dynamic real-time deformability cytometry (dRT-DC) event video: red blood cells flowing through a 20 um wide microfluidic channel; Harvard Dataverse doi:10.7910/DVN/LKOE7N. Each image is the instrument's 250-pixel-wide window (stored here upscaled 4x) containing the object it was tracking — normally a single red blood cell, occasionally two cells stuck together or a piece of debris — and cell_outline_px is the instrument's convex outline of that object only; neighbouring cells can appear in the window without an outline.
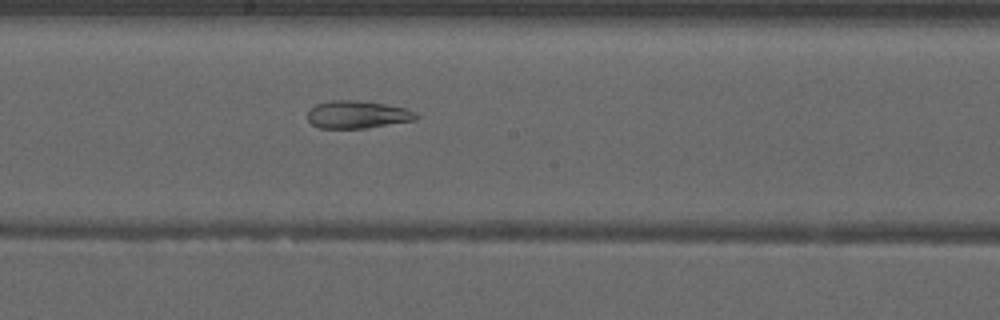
{"species": "common noctule bat (a hibernating species)", "species_latin": "Nyctalus noctula", "temperature_condition": "warm", "stored_images_in_passage": 53, "camera_frame_rate_fps": 3000, "um_per_image_px": 0.085, "animal": {"sex": "male", "forearm_length_mm": 52.5}, "frame": {"image": 1, "passage_image": 30, "time_ms": 9.667, "image_size_px": [1000, 320], "cell_outline_px": [[420, 116], [416, 120], [368, 128], [320, 128], [312, 124], [308, 120], [308, 112], [316, 104], [328, 100], [356, 100], [384, 104], [404, 108], [416, 112]], "centroid_in_image_um": [30.4, 9.74], "position_along_channel_um": 217.8, "area_um2": 17.51}}
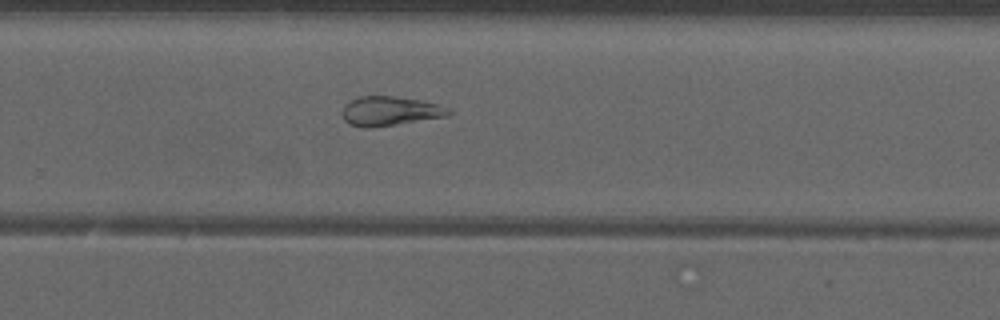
{"frame": {"image": 2, "passage_image": 36, "time_ms": 11.667, "image_size_px": [1000, 320], "cell_outline_px": [[452, 112], [448, 116], [368, 128], [364, 128], [348, 124], [344, 120], [344, 104], [360, 96], [392, 96], [420, 100], [436, 104], [448, 108]], "centroid_in_image_um": [33.13, 9.44], "position_along_channel_um": 296.7, "area_um2": 17.86}}
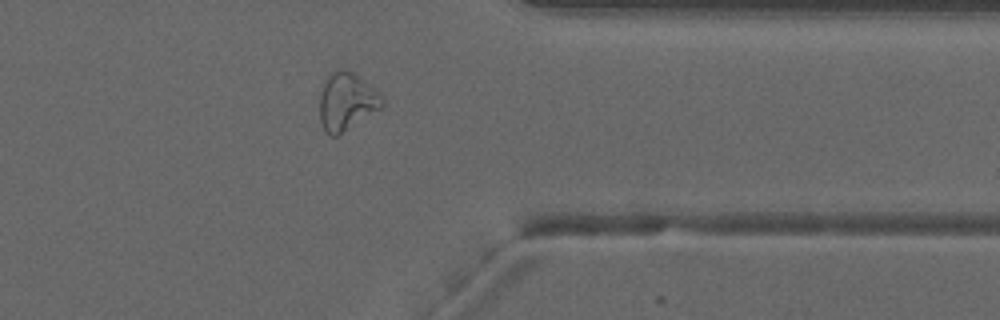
{"frame": {"image": 3, "passage_image": 43, "time_ms": 14.0, "image_size_px": [1000, 320], "cell_outline_px": [[384, 104], [380, 108], [336, 136], [332, 136], [324, 132], [320, 120], [320, 88], [324, 80], [336, 68], [348, 68], [372, 84], [376, 88], [384, 100]], "centroid_in_image_um": [29.45, 8.56], "position_along_channel_um": 381.9, "area_um2": 21.33}, "authors_computed_cell_mechanics": {"area_um2": 24.6806, "velocity_mm_per_s": 3.9606, "shape_relaxation_time_tau1_ms": null, "shape_relaxation_time_tau2_ms": 2.9084, "deformation_change_tau1": null, "deformation_change_tau2": 0.1167}}